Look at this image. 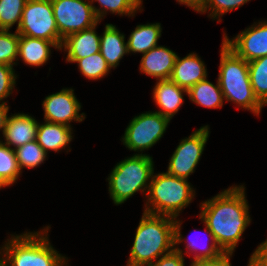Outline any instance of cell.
I'll list each match as a JSON object with an SVG mask.
<instances>
[{"label":"cell","mask_w":267,"mask_h":266,"mask_svg":"<svg viewBox=\"0 0 267 266\" xmlns=\"http://www.w3.org/2000/svg\"><path fill=\"white\" fill-rule=\"evenodd\" d=\"M248 69L253 92L264 106L267 104V56L248 62Z\"/></svg>","instance_id":"cell-23"},{"label":"cell","mask_w":267,"mask_h":266,"mask_svg":"<svg viewBox=\"0 0 267 266\" xmlns=\"http://www.w3.org/2000/svg\"><path fill=\"white\" fill-rule=\"evenodd\" d=\"M45 124L38 125L36 141L44 149V151L54 150L59 151L63 149L68 143H70L71 127L47 122Z\"/></svg>","instance_id":"cell-18"},{"label":"cell","mask_w":267,"mask_h":266,"mask_svg":"<svg viewBox=\"0 0 267 266\" xmlns=\"http://www.w3.org/2000/svg\"><path fill=\"white\" fill-rule=\"evenodd\" d=\"M8 31L0 29V64L13 66L18 56L20 35L17 31L14 34Z\"/></svg>","instance_id":"cell-28"},{"label":"cell","mask_w":267,"mask_h":266,"mask_svg":"<svg viewBox=\"0 0 267 266\" xmlns=\"http://www.w3.org/2000/svg\"><path fill=\"white\" fill-rule=\"evenodd\" d=\"M244 191L243 186L230 187L201 205L200 219L223 252H233L250 223Z\"/></svg>","instance_id":"cell-1"},{"label":"cell","mask_w":267,"mask_h":266,"mask_svg":"<svg viewBox=\"0 0 267 266\" xmlns=\"http://www.w3.org/2000/svg\"><path fill=\"white\" fill-rule=\"evenodd\" d=\"M249 0H205L203 8L200 12H206L207 8L210 7L212 10V17H217L225 14L237 7L243 5ZM219 14V15H218Z\"/></svg>","instance_id":"cell-30"},{"label":"cell","mask_w":267,"mask_h":266,"mask_svg":"<svg viewBox=\"0 0 267 266\" xmlns=\"http://www.w3.org/2000/svg\"><path fill=\"white\" fill-rule=\"evenodd\" d=\"M181 4H186L187 6L193 8L197 12H200L203 8L205 0H177Z\"/></svg>","instance_id":"cell-36"},{"label":"cell","mask_w":267,"mask_h":266,"mask_svg":"<svg viewBox=\"0 0 267 266\" xmlns=\"http://www.w3.org/2000/svg\"><path fill=\"white\" fill-rule=\"evenodd\" d=\"M19 35L54 42L62 48L63 39L59 35L51 0H27L19 28Z\"/></svg>","instance_id":"cell-7"},{"label":"cell","mask_w":267,"mask_h":266,"mask_svg":"<svg viewBox=\"0 0 267 266\" xmlns=\"http://www.w3.org/2000/svg\"><path fill=\"white\" fill-rule=\"evenodd\" d=\"M50 46L59 47L52 41L20 35L18 55L32 66H40L49 59Z\"/></svg>","instance_id":"cell-20"},{"label":"cell","mask_w":267,"mask_h":266,"mask_svg":"<svg viewBox=\"0 0 267 266\" xmlns=\"http://www.w3.org/2000/svg\"><path fill=\"white\" fill-rule=\"evenodd\" d=\"M160 36L161 26L159 23L138 25L127 41L128 53L132 51L145 54L157 46Z\"/></svg>","instance_id":"cell-21"},{"label":"cell","mask_w":267,"mask_h":266,"mask_svg":"<svg viewBox=\"0 0 267 266\" xmlns=\"http://www.w3.org/2000/svg\"><path fill=\"white\" fill-rule=\"evenodd\" d=\"M20 172L15 149L0 142V188L13 184Z\"/></svg>","instance_id":"cell-24"},{"label":"cell","mask_w":267,"mask_h":266,"mask_svg":"<svg viewBox=\"0 0 267 266\" xmlns=\"http://www.w3.org/2000/svg\"><path fill=\"white\" fill-rule=\"evenodd\" d=\"M13 66L0 64V101L6 98L12 92L15 85Z\"/></svg>","instance_id":"cell-31"},{"label":"cell","mask_w":267,"mask_h":266,"mask_svg":"<svg viewBox=\"0 0 267 266\" xmlns=\"http://www.w3.org/2000/svg\"><path fill=\"white\" fill-rule=\"evenodd\" d=\"M153 172L152 157L146 154H135L118 163L108 178L109 192L114 203L122 204L143 187L142 191L147 189L148 193L149 185H146V181Z\"/></svg>","instance_id":"cell-6"},{"label":"cell","mask_w":267,"mask_h":266,"mask_svg":"<svg viewBox=\"0 0 267 266\" xmlns=\"http://www.w3.org/2000/svg\"><path fill=\"white\" fill-rule=\"evenodd\" d=\"M248 266H267V240L252 254Z\"/></svg>","instance_id":"cell-35"},{"label":"cell","mask_w":267,"mask_h":266,"mask_svg":"<svg viewBox=\"0 0 267 266\" xmlns=\"http://www.w3.org/2000/svg\"><path fill=\"white\" fill-rule=\"evenodd\" d=\"M38 236L36 232L13 237L4 247L7 261L0 259V266H63L64 257L53 249L48 237Z\"/></svg>","instance_id":"cell-5"},{"label":"cell","mask_w":267,"mask_h":266,"mask_svg":"<svg viewBox=\"0 0 267 266\" xmlns=\"http://www.w3.org/2000/svg\"><path fill=\"white\" fill-rule=\"evenodd\" d=\"M45 112V121L70 126L68 122L82 121L85 117L82 113L79 115L81 108L76 99L73 89H63L58 93L49 95L43 101Z\"/></svg>","instance_id":"cell-12"},{"label":"cell","mask_w":267,"mask_h":266,"mask_svg":"<svg viewBox=\"0 0 267 266\" xmlns=\"http://www.w3.org/2000/svg\"><path fill=\"white\" fill-rule=\"evenodd\" d=\"M187 94L191 101L197 105L208 108H219L223 105L224 96L218 81L217 86H215L206 78L192 86Z\"/></svg>","instance_id":"cell-22"},{"label":"cell","mask_w":267,"mask_h":266,"mask_svg":"<svg viewBox=\"0 0 267 266\" xmlns=\"http://www.w3.org/2000/svg\"><path fill=\"white\" fill-rule=\"evenodd\" d=\"M207 72L204 63L196 54L180 59L178 56L170 80L187 91L199 81L205 80Z\"/></svg>","instance_id":"cell-14"},{"label":"cell","mask_w":267,"mask_h":266,"mask_svg":"<svg viewBox=\"0 0 267 266\" xmlns=\"http://www.w3.org/2000/svg\"><path fill=\"white\" fill-rule=\"evenodd\" d=\"M233 252H222L215 258L194 260L191 266H231L230 256Z\"/></svg>","instance_id":"cell-33"},{"label":"cell","mask_w":267,"mask_h":266,"mask_svg":"<svg viewBox=\"0 0 267 266\" xmlns=\"http://www.w3.org/2000/svg\"><path fill=\"white\" fill-rule=\"evenodd\" d=\"M104 8L103 10H110L112 13L120 15L136 12L141 4V0H95ZM93 0H91V3Z\"/></svg>","instance_id":"cell-29"},{"label":"cell","mask_w":267,"mask_h":266,"mask_svg":"<svg viewBox=\"0 0 267 266\" xmlns=\"http://www.w3.org/2000/svg\"><path fill=\"white\" fill-rule=\"evenodd\" d=\"M177 54L172 50L156 46L143 54L140 70L159 80H168L171 77Z\"/></svg>","instance_id":"cell-13"},{"label":"cell","mask_w":267,"mask_h":266,"mask_svg":"<svg viewBox=\"0 0 267 266\" xmlns=\"http://www.w3.org/2000/svg\"><path fill=\"white\" fill-rule=\"evenodd\" d=\"M194 240L188 242L186 248H188L189 250L193 249L194 251H196L197 245ZM202 251H203L202 253L200 252L199 254L197 253L195 254L194 260L215 258L223 252L220 249V247L217 245L216 241H212V244L210 245V247L209 248L207 247Z\"/></svg>","instance_id":"cell-34"},{"label":"cell","mask_w":267,"mask_h":266,"mask_svg":"<svg viewBox=\"0 0 267 266\" xmlns=\"http://www.w3.org/2000/svg\"><path fill=\"white\" fill-rule=\"evenodd\" d=\"M27 0H0V29L9 30L16 22L19 28Z\"/></svg>","instance_id":"cell-26"},{"label":"cell","mask_w":267,"mask_h":266,"mask_svg":"<svg viewBox=\"0 0 267 266\" xmlns=\"http://www.w3.org/2000/svg\"><path fill=\"white\" fill-rule=\"evenodd\" d=\"M95 27L73 33L63 39L62 47L68 50L67 61L75 62L100 52V37L95 33Z\"/></svg>","instance_id":"cell-16"},{"label":"cell","mask_w":267,"mask_h":266,"mask_svg":"<svg viewBox=\"0 0 267 266\" xmlns=\"http://www.w3.org/2000/svg\"><path fill=\"white\" fill-rule=\"evenodd\" d=\"M147 266H184L183 253L179 248H174L168 254H164L157 262Z\"/></svg>","instance_id":"cell-32"},{"label":"cell","mask_w":267,"mask_h":266,"mask_svg":"<svg viewBox=\"0 0 267 266\" xmlns=\"http://www.w3.org/2000/svg\"><path fill=\"white\" fill-rule=\"evenodd\" d=\"M149 183L148 202L153 207L147 206L144 212L156 215H165L176 218L184 207L194 197L193 190L187 179L161 173L152 175Z\"/></svg>","instance_id":"cell-4"},{"label":"cell","mask_w":267,"mask_h":266,"mask_svg":"<svg viewBox=\"0 0 267 266\" xmlns=\"http://www.w3.org/2000/svg\"><path fill=\"white\" fill-rule=\"evenodd\" d=\"M169 122L170 119L159 112L143 113L130 122L123 142L130 150L148 149L163 136Z\"/></svg>","instance_id":"cell-9"},{"label":"cell","mask_w":267,"mask_h":266,"mask_svg":"<svg viewBox=\"0 0 267 266\" xmlns=\"http://www.w3.org/2000/svg\"><path fill=\"white\" fill-rule=\"evenodd\" d=\"M218 82L227 101L259 114L263 105L253 92L248 62L222 43Z\"/></svg>","instance_id":"cell-3"},{"label":"cell","mask_w":267,"mask_h":266,"mask_svg":"<svg viewBox=\"0 0 267 266\" xmlns=\"http://www.w3.org/2000/svg\"><path fill=\"white\" fill-rule=\"evenodd\" d=\"M51 2L56 25L62 39L96 26L104 16V11L84 0H51Z\"/></svg>","instance_id":"cell-8"},{"label":"cell","mask_w":267,"mask_h":266,"mask_svg":"<svg viewBox=\"0 0 267 266\" xmlns=\"http://www.w3.org/2000/svg\"><path fill=\"white\" fill-rule=\"evenodd\" d=\"M208 135V126H204L183 139L170 159L167 173L187 179L200 160Z\"/></svg>","instance_id":"cell-10"},{"label":"cell","mask_w":267,"mask_h":266,"mask_svg":"<svg viewBox=\"0 0 267 266\" xmlns=\"http://www.w3.org/2000/svg\"><path fill=\"white\" fill-rule=\"evenodd\" d=\"M15 153L20 170L23 167L34 168L38 166L47 155V152L44 151L36 140L17 147Z\"/></svg>","instance_id":"cell-25"},{"label":"cell","mask_w":267,"mask_h":266,"mask_svg":"<svg viewBox=\"0 0 267 266\" xmlns=\"http://www.w3.org/2000/svg\"><path fill=\"white\" fill-rule=\"evenodd\" d=\"M38 125L37 121L28 114H15L8 117L3 132L6 138L4 144L14 145L16 149L36 140Z\"/></svg>","instance_id":"cell-15"},{"label":"cell","mask_w":267,"mask_h":266,"mask_svg":"<svg viewBox=\"0 0 267 266\" xmlns=\"http://www.w3.org/2000/svg\"><path fill=\"white\" fill-rule=\"evenodd\" d=\"M182 92L186 89L181 88L176 83L168 80H159L154 88L153 98L162 111H158L162 116L171 117L178 112L179 107L183 102Z\"/></svg>","instance_id":"cell-17"},{"label":"cell","mask_w":267,"mask_h":266,"mask_svg":"<svg viewBox=\"0 0 267 266\" xmlns=\"http://www.w3.org/2000/svg\"><path fill=\"white\" fill-rule=\"evenodd\" d=\"M223 43L237 56L247 62L267 56V22H259L229 40L225 35Z\"/></svg>","instance_id":"cell-11"},{"label":"cell","mask_w":267,"mask_h":266,"mask_svg":"<svg viewBox=\"0 0 267 266\" xmlns=\"http://www.w3.org/2000/svg\"><path fill=\"white\" fill-rule=\"evenodd\" d=\"M8 106H6L5 102H2L0 104V129H2L4 132V128L6 127V122L8 119L7 113H8Z\"/></svg>","instance_id":"cell-37"},{"label":"cell","mask_w":267,"mask_h":266,"mask_svg":"<svg viewBox=\"0 0 267 266\" xmlns=\"http://www.w3.org/2000/svg\"><path fill=\"white\" fill-rule=\"evenodd\" d=\"M173 219L170 216L143 213L131 249L129 266H147L182 242L180 222Z\"/></svg>","instance_id":"cell-2"},{"label":"cell","mask_w":267,"mask_h":266,"mask_svg":"<svg viewBox=\"0 0 267 266\" xmlns=\"http://www.w3.org/2000/svg\"><path fill=\"white\" fill-rule=\"evenodd\" d=\"M100 53L110 68L116 67L124 54L128 53L124 35L120 34L115 26L107 24L102 37H100Z\"/></svg>","instance_id":"cell-19"},{"label":"cell","mask_w":267,"mask_h":266,"mask_svg":"<svg viewBox=\"0 0 267 266\" xmlns=\"http://www.w3.org/2000/svg\"><path fill=\"white\" fill-rule=\"evenodd\" d=\"M75 62L79 63L78 65L81 73L86 78L93 80L102 78L110 69V66L100 52L86 58L77 59Z\"/></svg>","instance_id":"cell-27"}]
</instances>
